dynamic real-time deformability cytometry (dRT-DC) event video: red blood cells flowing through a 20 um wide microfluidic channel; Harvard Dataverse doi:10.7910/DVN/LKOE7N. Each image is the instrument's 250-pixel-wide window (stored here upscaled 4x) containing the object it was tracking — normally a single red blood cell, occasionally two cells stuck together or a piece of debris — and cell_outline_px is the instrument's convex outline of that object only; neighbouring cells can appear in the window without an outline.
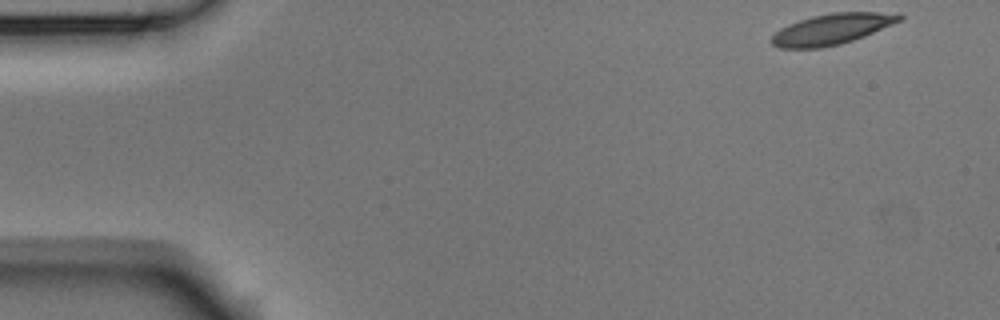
{"species": "Egyptian fruit bat (a non-hibernating species)", "species_latin": "Rousettus aegyptiacus", "temperature_condition": "room temperature", "stored_images_in_passage": 5, "camera_frame_rate_fps": 3000, "um_per_image_px": 0.085, "animal": {"sex": "male"}, "frame": {"image": 1, "passage_image": 1, "time_ms": 0.0, "image_size_px": [1000, 320], "cell_outline_px": [[904, 16], [900, 20], [864, 36], [840, 44], [820, 48], [780, 48], [772, 44], [768, 40], [780, 28], [788, 24], [812, 16], [832, 12], [900, 12]], "centroid_in_image_um": [70.69, 2.46], "position_along_channel_um": 14.3, "area_um2": 22.89}}
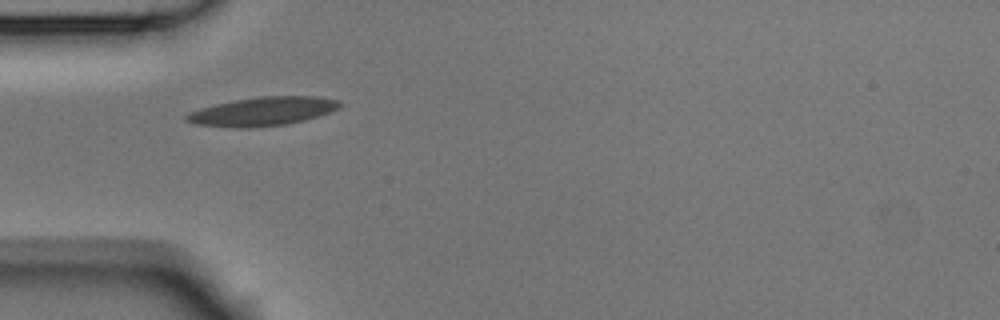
{"frame": {"image": 2, "passage_image": 4, "time_ms": 1.0, "image_size_px": [1000, 320], "cell_outline_px": [[340, 108], [304, 120], [284, 124], [248, 128], [236, 128], [192, 124], [184, 120], [184, 116], [188, 112], [216, 104], [236, 100], [260, 96], [316, 96], [340, 100]], "centroid_in_image_um": [22.28, 9.47], "position_along_channel_um": 62.7, "area_um2": 25.55}}
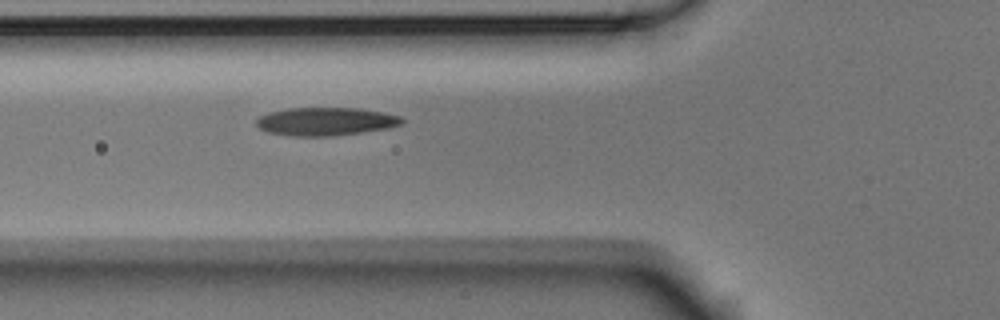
{"frame": {"image": 3, "passage_image": 5, "time_ms": 1.333, "image_size_px": [1000, 320], "cell_outline_px": [[404, 120], [400, 124], [388, 128], [332, 136], [292, 136], [268, 132], [260, 128], [256, 124], [256, 120], [260, 116], [268, 112], [288, 108], [360, 108], [384, 112], [400, 116]], "centroid_in_image_um": [27.67, 10.32], "position_along_channel_um": 98.1, "area_um2": 23.81}}